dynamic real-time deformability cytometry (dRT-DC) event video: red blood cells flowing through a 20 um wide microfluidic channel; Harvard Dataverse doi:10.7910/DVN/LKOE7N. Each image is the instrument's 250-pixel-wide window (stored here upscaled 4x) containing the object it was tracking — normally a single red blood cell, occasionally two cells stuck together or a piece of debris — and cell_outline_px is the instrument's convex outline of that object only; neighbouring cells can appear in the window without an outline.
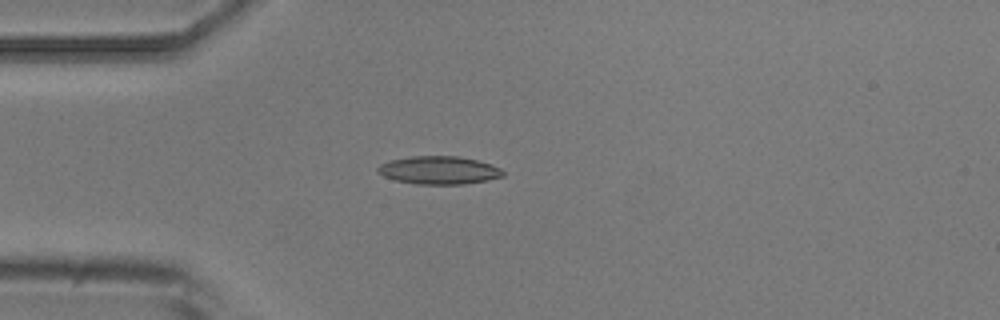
{"species": "common noctule bat (a hibernating species)", "species_latin": "Nyctalus noctula", "temperature_condition": "room temperature", "stored_images_in_passage": 4, "camera_frame_rate_fps": 3000, "um_per_image_px": 0.085, "animal": {"sex": "male", "body_mass_g": 20.5, "forearm_length_mm": 52.5}, "frame": {"image": 1, "passage_image": 3, "time_ms": 2.333, "image_size_px": [1000, 320], "cell_outline_px": [[504, 176], [488, 180], [464, 184], [416, 184], [396, 180], [384, 176], [376, 172], [376, 168], [380, 164], [392, 160], [412, 156], [460, 156], [492, 164], [500, 168], [504, 172]], "centroid_in_image_um": [37.32, 14.47], "position_along_channel_um": 47.7, "area_um2": 20.46}}